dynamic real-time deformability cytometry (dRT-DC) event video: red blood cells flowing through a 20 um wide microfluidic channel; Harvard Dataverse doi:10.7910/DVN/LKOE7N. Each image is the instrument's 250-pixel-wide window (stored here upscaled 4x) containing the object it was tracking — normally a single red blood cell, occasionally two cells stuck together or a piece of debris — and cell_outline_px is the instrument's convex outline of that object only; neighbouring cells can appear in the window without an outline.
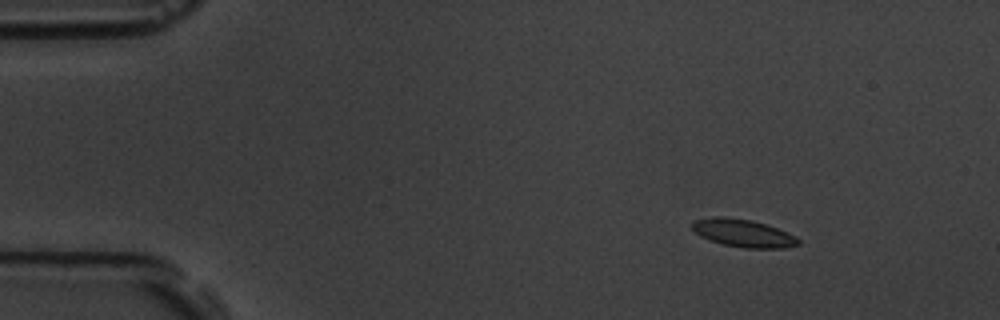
{"species": "common noctule bat (a hibernating species)", "species_latin": "Nyctalus noctula", "temperature_condition": "room temperature", "stored_images_in_passage": 9, "camera_frame_rate_fps": 3000, "um_per_image_px": 0.085, "animal": {"sex": "male", "body_mass_g": 19.5, "forearm_length_mm": 54.6}, "frame": {"image": 1, "passage_image": 1, "time_ms": 0.0, "image_size_px": [1000, 320], "cell_outline_px": [[800, 244], [784, 248], [744, 248], [724, 244], [700, 236], [692, 228], [692, 220], [712, 216], [724, 216], [752, 220], [788, 232], [796, 236], [800, 240]], "centroid_in_image_um": [63.17, 19.8], "position_along_channel_um": 21.8, "area_um2": 17.17}}
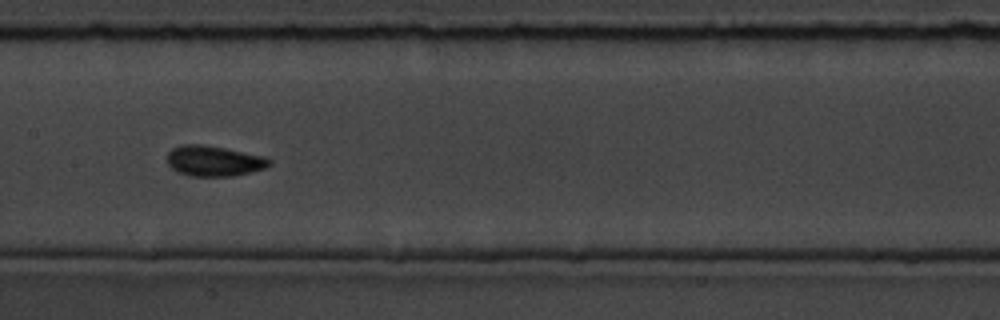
{"frame": {"image": 2, "passage_image": 7, "time_ms": 7.0, "image_size_px": [1000, 320], "cell_outline_px": [[272, 164], [264, 168], [232, 176], [188, 176], [172, 168], [168, 164], [168, 152], [172, 148], [184, 144], [200, 144], [224, 148], [264, 156], [272, 160]], "centroid_in_image_um": [18.18, 13.68], "position_along_channel_um": 189.2, "area_um2": 17.98}}
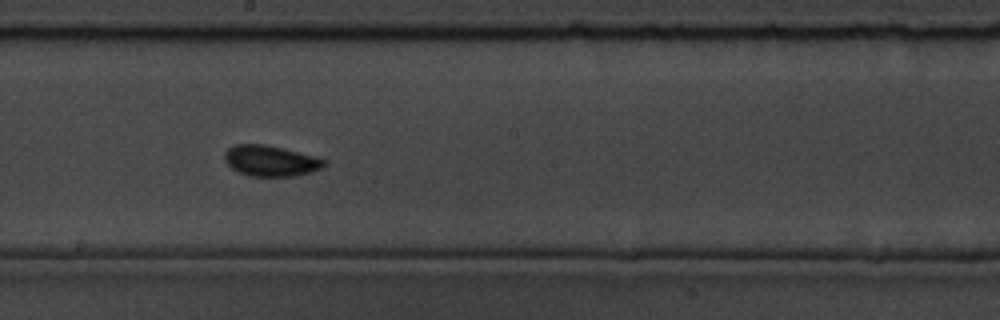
{"frame": {"image": 3, "passage_image": 8, "time_ms": 8.0, "image_size_px": [1000, 320], "cell_outline_px": [[328, 164], [324, 168], [312, 172], [296, 176], [248, 176], [232, 168], [224, 160], [224, 152], [228, 148], [236, 144], [260, 144], [284, 148], [316, 156], [328, 160]], "centroid_in_image_um": [23.07, 13.67], "position_along_channel_um": 225.1, "area_um2": 18.15}}